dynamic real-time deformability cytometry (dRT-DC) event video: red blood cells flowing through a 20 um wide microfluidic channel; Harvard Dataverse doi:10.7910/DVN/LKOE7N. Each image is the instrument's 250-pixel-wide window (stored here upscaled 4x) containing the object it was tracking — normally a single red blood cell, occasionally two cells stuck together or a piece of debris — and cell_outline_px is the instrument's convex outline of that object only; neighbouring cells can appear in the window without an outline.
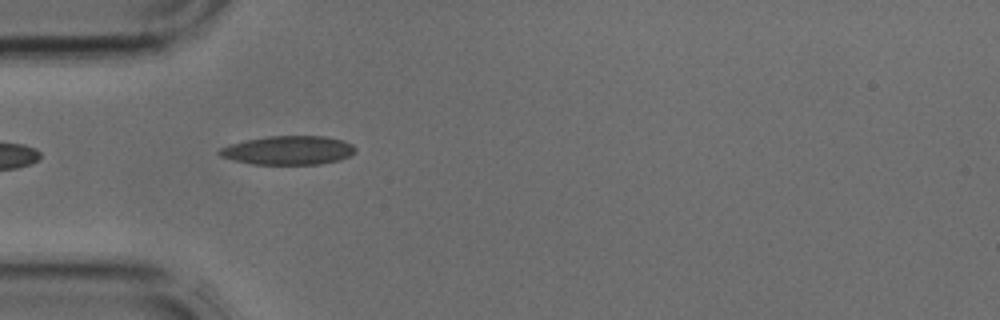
{"species": "common noctule bat (a hibernating species)", "species_latin": "Nyctalus noctula", "temperature_condition": "cold", "stored_images_in_passage": 17, "camera_frame_rate_fps": 3000, "um_per_image_px": 0.085, "animal": {"sex": "male", "body_mass_g": 17.9, "forearm_length_mm": 54.2}, "frame": {"image": 1, "passage_image": 1, "time_ms": 0.0, "image_size_px": [1000, 320], "cell_outline_px": [[356, 152], [340, 160], [320, 164], [252, 164], [220, 156], [216, 152], [220, 148], [228, 144], [244, 140], [268, 136], [324, 136], [344, 140], [352, 144], [356, 148]], "centroid_in_image_um": [24.51, 12.77], "position_along_channel_um": 60.5, "area_um2": 22.95}}